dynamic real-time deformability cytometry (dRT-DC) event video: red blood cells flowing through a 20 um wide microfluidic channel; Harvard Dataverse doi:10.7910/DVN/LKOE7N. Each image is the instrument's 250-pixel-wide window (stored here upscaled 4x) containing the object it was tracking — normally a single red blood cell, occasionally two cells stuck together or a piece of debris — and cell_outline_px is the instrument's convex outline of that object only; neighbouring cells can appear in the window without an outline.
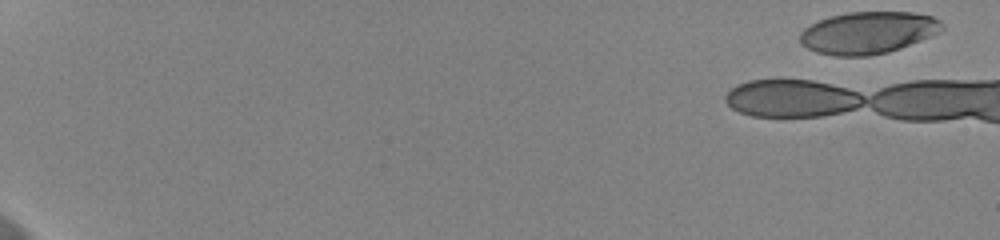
{"species": "human", "species_latin": "Homo sapiens", "temperature_condition": "cold", "stored_images_in_passage": 15, "camera_frame_rate_fps": 3000, "um_per_image_px": 0.085, "donor": {"sex": "female"}, "frame": {"image": 1, "passage_image": 1, "time_ms": 0.0, "image_size_px": [1000, 240], "cell_outline_px": [[944, 28], [940, 32], [900, 48], [888, 52], [868, 56], [836, 56], [816, 52], [800, 44], [800, 32], [804, 28], [828, 16], [848, 12], [912, 12], [932, 16], [940, 20], [944, 24]], "centroid_in_image_um": [73.78, 2.77], "position_along_channel_um": 11.2, "area_um2": 34.91}}